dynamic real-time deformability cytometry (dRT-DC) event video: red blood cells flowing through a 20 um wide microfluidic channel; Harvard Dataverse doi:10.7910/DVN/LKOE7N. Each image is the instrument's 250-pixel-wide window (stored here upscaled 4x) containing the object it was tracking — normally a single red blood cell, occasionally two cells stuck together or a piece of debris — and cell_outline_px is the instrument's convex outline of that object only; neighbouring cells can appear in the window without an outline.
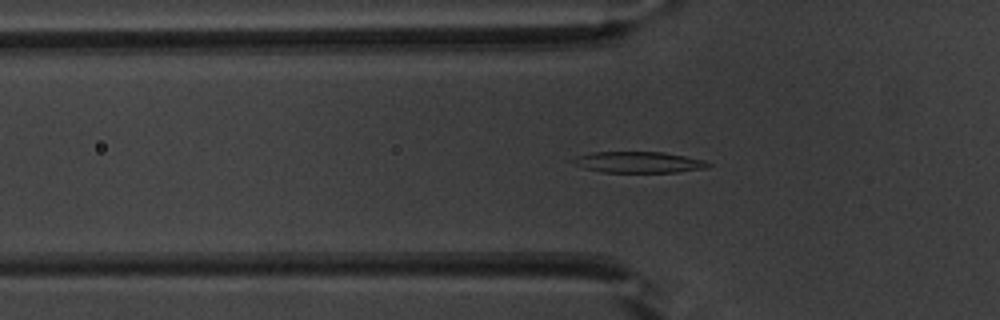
{"species": "common noctule bat (a hibernating species)", "species_latin": "Nyctalus noctula", "temperature_condition": "warm", "stored_images_in_passage": 4, "camera_frame_rate_fps": 3000, "um_per_image_px": 0.085, "animal": {"sex": "male", "body_mass_g": 20.1, "forearm_length_mm": 53.5}, "frame": {"image": 1, "passage_image": 2, "time_ms": 0.333, "image_size_px": [1000, 320], "cell_outline_px": [[712, 164], [708, 168], [676, 172], [600, 172], [584, 168], [568, 160], [576, 156], [592, 152], [664, 152], [704, 160]], "centroid_in_image_um": [54.26, 13.79], "position_along_channel_um": 71.5, "area_um2": 16.7}}